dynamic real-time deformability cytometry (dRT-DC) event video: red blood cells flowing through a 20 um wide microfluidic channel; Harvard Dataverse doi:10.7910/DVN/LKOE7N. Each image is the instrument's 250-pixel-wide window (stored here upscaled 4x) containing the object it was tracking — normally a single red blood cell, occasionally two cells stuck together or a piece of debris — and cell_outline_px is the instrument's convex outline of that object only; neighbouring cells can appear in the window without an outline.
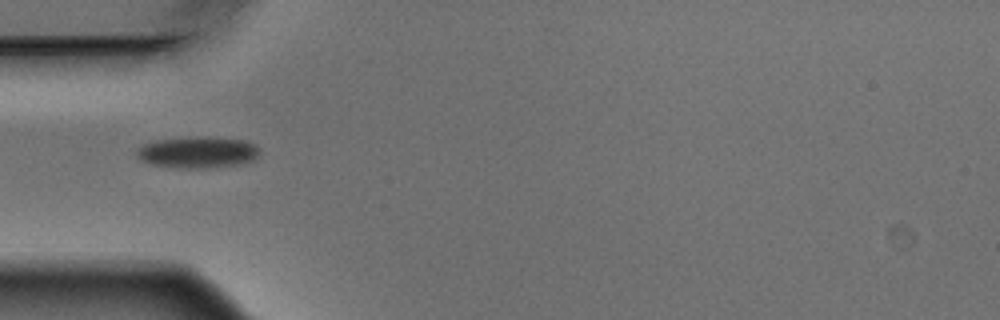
{"species": "Egyptian fruit bat (a non-hibernating species)", "species_latin": "Rousettus aegyptiacus", "temperature_condition": "warm", "stored_images_in_passage": 6, "camera_frame_rate_fps": 3000, "um_per_image_px": 0.085, "animal": {"sex": "male"}, "frame": {"image": 1, "passage_image": 2, "time_ms": 0.333, "image_size_px": [1000, 320], "cell_outline_px": [[260, 152], [252, 160], [236, 164], [208, 168], [176, 168], [148, 164], [140, 160], [136, 156], [136, 152], [144, 144], [156, 140], [200, 136], [208, 136], [244, 140], [260, 148]], "centroid_in_image_um": [16.76, 12.94], "position_along_channel_um": 68.2, "area_um2": 22.54}}
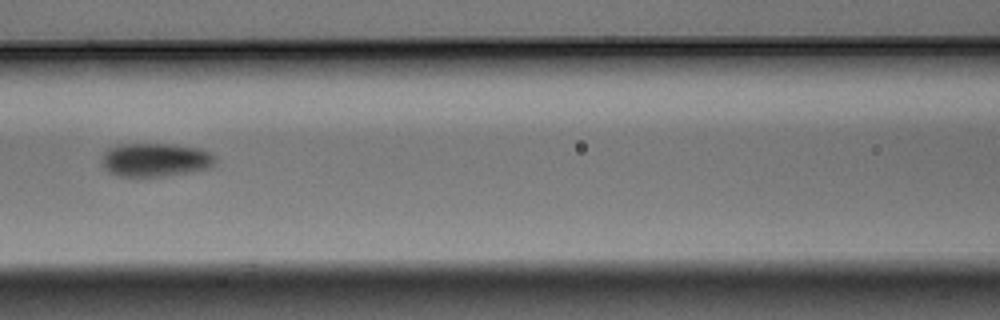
{"frame": {"image": 2, "passage_image": 4, "time_ms": 1.0, "image_size_px": [1000, 320], "cell_outline_px": [[216, 160], [208, 168], [192, 172], [164, 176], [120, 176], [108, 172], [104, 168], [100, 160], [104, 152], [108, 148], [120, 144], [172, 144], [200, 148], [212, 152], [216, 156]], "centroid_in_image_um": [13.21, 13.58], "position_along_channel_um": 153.4, "area_um2": 22.43}}
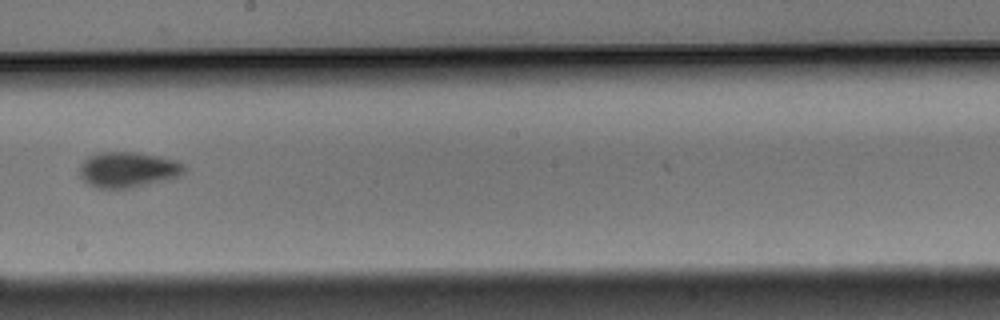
{"frame": {"image": 3, "passage_image": 6, "time_ms": 1.667, "image_size_px": [1000, 320], "cell_outline_px": [[184, 172], [180, 176], [168, 180], [128, 188], [96, 188], [88, 184], [80, 176], [80, 164], [88, 156], [96, 152], [136, 152], [160, 156], [176, 160], [184, 164]], "centroid_in_image_um": [10.87, 14.41], "position_along_channel_um": 237.3, "area_um2": 21.85}}